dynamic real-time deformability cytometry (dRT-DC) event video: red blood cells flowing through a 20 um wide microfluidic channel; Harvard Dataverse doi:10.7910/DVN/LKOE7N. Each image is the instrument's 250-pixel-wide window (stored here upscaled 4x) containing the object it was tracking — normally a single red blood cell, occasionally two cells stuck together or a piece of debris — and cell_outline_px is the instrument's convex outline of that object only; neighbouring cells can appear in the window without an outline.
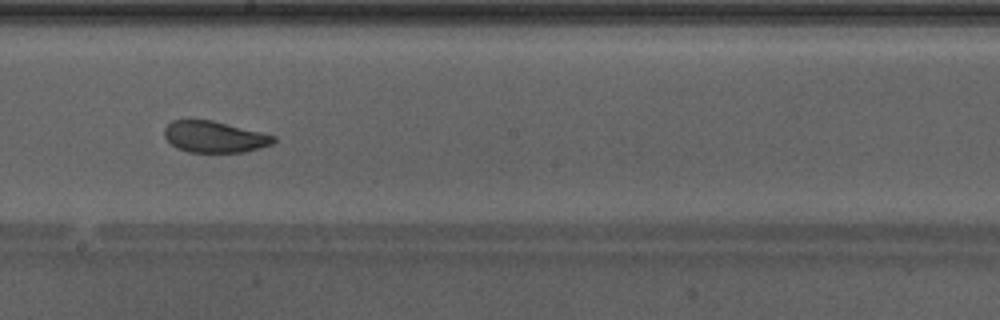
{"species": "Egyptian fruit bat (a non-hibernating species)", "species_latin": "Rousettus aegyptiacus", "temperature_condition": "warm", "stored_images_in_passage": 40, "camera_frame_rate_fps": 3000, "um_per_image_px": 0.085, "animal": {"sex": "male"}, "frame": {"image": 1, "passage_image": 18, "time_ms": 5.667, "image_size_px": [1000, 320], "cell_outline_px": [[276, 140], [272, 144], [244, 152], [188, 152], [176, 148], [164, 136], [164, 128], [172, 120], [212, 120], [276, 136]], "centroid_in_image_um": [18.21, 11.63], "position_along_channel_um": 230.0, "area_um2": 19.83}, "authors_computed_cell_mechanics": {"area_um2": 22.0796, "velocity_mm_per_s": 4.2703, "shape_relaxation_time_tau1_ms": 2.766, "shape_relaxation_time_tau2_ms": 1.2083, "deformation_change_tau1": 0.1049, "deformation_change_tau2": 0.0588}}